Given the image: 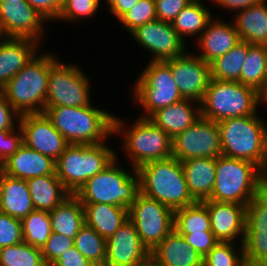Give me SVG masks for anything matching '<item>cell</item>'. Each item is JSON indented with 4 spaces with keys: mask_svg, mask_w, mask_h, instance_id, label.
Listing matches in <instances>:
<instances>
[{
    "mask_svg": "<svg viewBox=\"0 0 267 266\" xmlns=\"http://www.w3.org/2000/svg\"><path fill=\"white\" fill-rule=\"evenodd\" d=\"M21 224L23 241L42 249L52 233L49 212L33 210L21 220Z\"/></svg>",
    "mask_w": 267,
    "mask_h": 266,
    "instance_id": "obj_37",
    "label": "cell"
},
{
    "mask_svg": "<svg viewBox=\"0 0 267 266\" xmlns=\"http://www.w3.org/2000/svg\"><path fill=\"white\" fill-rule=\"evenodd\" d=\"M140 266H158L157 264H155L151 259L149 261H147L146 263L140 265Z\"/></svg>",
    "mask_w": 267,
    "mask_h": 266,
    "instance_id": "obj_55",
    "label": "cell"
},
{
    "mask_svg": "<svg viewBox=\"0 0 267 266\" xmlns=\"http://www.w3.org/2000/svg\"><path fill=\"white\" fill-rule=\"evenodd\" d=\"M257 113L228 118L217 124L222 155L245 160L261 168L266 155L267 124L266 119Z\"/></svg>",
    "mask_w": 267,
    "mask_h": 266,
    "instance_id": "obj_3",
    "label": "cell"
},
{
    "mask_svg": "<svg viewBox=\"0 0 267 266\" xmlns=\"http://www.w3.org/2000/svg\"><path fill=\"white\" fill-rule=\"evenodd\" d=\"M23 242L21 220L0 212V248Z\"/></svg>",
    "mask_w": 267,
    "mask_h": 266,
    "instance_id": "obj_42",
    "label": "cell"
},
{
    "mask_svg": "<svg viewBox=\"0 0 267 266\" xmlns=\"http://www.w3.org/2000/svg\"><path fill=\"white\" fill-rule=\"evenodd\" d=\"M107 6V10L117 20H119L124 14H126L139 0H104ZM109 5V6H108Z\"/></svg>",
    "mask_w": 267,
    "mask_h": 266,
    "instance_id": "obj_50",
    "label": "cell"
},
{
    "mask_svg": "<svg viewBox=\"0 0 267 266\" xmlns=\"http://www.w3.org/2000/svg\"><path fill=\"white\" fill-rule=\"evenodd\" d=\"M199 53L195 55L200 57L206 63H211L216 58L226 54L241 40L233 22H225L216 18L207 24L202 34L195 38Z\"/></svg>",
    "mask_w": 267,
    "mask_h": 266,
    "instance_id": "obj_21",
    "label": "cell"
},
{
    "mask_svg": "<svg viewBox=\"0 0 267 266\" xmlns=\"http://www.w3.org/2000/svg\"><path fill=\"white\" fill-rule=\"evenodd\" d=\"M267 0L234 14L233 23L240 40L249 44L267 45Z\"/></svg>",
    "mask_w": 267,
    "mask_h": 266,
    "instance_id": "obj_28",
    "label": "cell"
},
{
    "mask_svg": "<svg viewBox=\"0 0 267 266\" xmlns=\"http://www.w3.org/2000/svg\"><path fill=\"white\" fill-rule=\"evenodd\" d=\"M158 266H203V257L175 229L151 252Z\"/></svg>",
    "mask_w": 267,
    "mask_h": 266,
    "instance_id": "obj_24",
    "label": "cell"
},
{
    "mask_svg": "<svg viewBox=\"0 0 267 266\" xmlns=\"http://www.w3.org/2000/svg\"><path fill=\"white\" fill-rule=\"evenodd\" d=\"M74 246V240L52 232L49 239L41 249V253L46 265H51L67 249Z\"/></svg>",
    "mask_w": 267,
    "mask_h": 266,
    "instance_id": "obj_43",
    "label": "cell"
},
{
    "mask_svg": "<svg viewBox=\"0 0 267 266\" xmlns=\"http://www.w3.org/2000/svg\"><path fill=\"white\" fill-rule=\"evenodd\" d=\"M263 1L264 0H212V2L218 4L220 8H224L226 11L229 10V12L235 11V13Z\"/></svg>",
    "mask_w": 267,
    "mask_h": 266,
    "instance_id": "obj_51",
    "label": "cell"
},
{
    "mask_svg": "<svg viewBox=\"0 0 267 266\" xmlns=\"http://www.w3.org/2000/svg\"><path fill=\"white\" fill-rule=\"evenodd\" d=\"M262 190L258 165L224 155L216 158L215 183L208 200L247 205Z\"/></svg>",
    "mask_w": 267,
    "mask_h": 266,
    "instance_id": "obj_7",
    "label": "cell"
},
{
    "mask_svg": "<svg viewBox=\"0 0 267 266\" xmlns=\"http://www.w3.org/2000/svg\"><path fill=\"white\" fill-rule=\"evenodd\" d=\"M174 229L179 234L204 233L211 231L207 207L202 202L175 210Z\"/></svg>",
    "mask_w": 267,
    "mask_h": 266,
    "instance_id": "obj_35",
    "label": "cell"
},
{
    "mask_svg": "<svg viewBox=\"0 0 267 266\" xmlns=\"http://www.w3.org/2000/svg\"><path fill=\"white\" fill-rule=\"evenodd\" d=\"M200 118V103L191 99H182L158 109L148 119L173 139Z\"/></svg>",
    "mask_w": 267,
    "mask_h": 266,
    "instance_id": "obj_23",
    "label": "cell"
},
{
    "mask_svg": "<svg viewBox=\"0 0 267 266\" xmlns=\"http://www.w3.org/2000/svg\"><path fill=\"white\" fill-rule=\"evenodd\" d=\"M135 82L133 97L145 112L139 115L141 118H149L158 109L183 99L170 67L164 61H149Z\"/></svg>",
    "mask_w": 267,
    "mask_h": 266,
    "instance_id": "obj_11",
    "label": "cell"
},
{
    "mask_svg": "<svg viewBox=\"0 0 267 266\" xmlns=\"http://www.w3.org/2000/svg\"><path fill=\"white\" fill-rule=\"evenodd\" d=\"M6 38H7V36H6V34H5L4 30H3L2 24L0 22V43L2 41H4Z\"/></svg>",
    "mask_w": 267,
    "mask_h": 266,
    "instance_id": "obj_54",
    "label": "cell"
},
{
    "mask_svg": "<svg viewBox=\"0 0 267 266\" xmlns=\"http://www.w3.org/2000/svg\"><path fill=\"white\" fill-rule=\"evenodd\" d=\"M149 260L150 251L130 219L106 240L105 266H140Z\"/></svg>",
    "mask_w": 267,
    "mask_h": 266,
    "instance_id": "obj_19",
    "label": "cell"
},
{
    "mask_svg": "<svg viewBox=\"0 0 267 266\" xmlns=\"http://www.w3.org/2000/svg\"><path fill=\"white\" fill-rule=\"evenodd\" d=\"M234 242H219L203 258V266H246L244 246Z\"/></svg>",
    "mask_w": 267,
    "mask_h": 266,
    "instance_id": "obj_39",
    "label": "cell"
},
{
    "mask_svg": "<svg viewBox=\"0 0 267 266\" xmlns=\"http://www.w3.org/2000/svg\"><path fill=\"white\" fill-rule=\"evenodd\" d=\"M101 0H63V6L57 21L63 20L69 23L76 22L83 18H90L100 8Z\"/></svg>",
    "mask_w": 267,
    "mask_h": 266,
    "instance_id": "obj_41",
    "label": "cell"
},
{
    "mask_svg": "<svg viewBox=\"0 0 267 266\" xmlns=\"http://www.w3.org/2000/svg\"><path fill=\"white\" fill-rule=\"evenodd\" d=\"M164 62L170 67L172 77L183 99L200 103L211 79L210 64L193 52H185L181 56Z\"/></svg>",
    "mask_w": 267,
    "mask_h": 266,
    "instance_id": "obj_16",
    "label": "cell"
},
{
    "mask_svg": "<svg viewBox=\"0 0 267 266\" xmlns=\"http://www.w3.org/2000/svg\"><path fill=\"white\" fill-rule=\"evenodd\" d=\"M5 1H17V2H21V1H24V0H5Z\"/></svg>",
    "mask_w": 267,
    "mask_h": 266,
    "instance_id": "obj_56",
    "label": "cell"
},
{
    "mask_svg": "<svg viewBox=\"0 0 267 266\" xmlns=\"http://www.w3.org/2000/svg\"><path fill=\"white\" fill-rule=\"evenodd\" d=\"M40 45L24 38H6L0 43V90L32 60Z\"/></svg>",
    "mask_w": 267,
    "mask_h": 266,
    "instance_id": "obj_25",
    "label": "cell"
},
{
    "mask_svg": "<svg viewBox=\"0 0 267 266\" xmlns=\"http://www.w3.org/2000/svg\"><path fill=\"white\" fill-rule=\"evenodd\" d=\"M22 145L23 133L20 126L14 130H0V165L14 155Z\"/></svg>",
    "mask_w": 267,
    "mask_h": 266,
    "instance_id": "obj_44",
    "label": "cell"
},
{
    "mask_svg": "<svg viewBox=\"0 0 267 266\" xmlns=\"http://www.w3.org/2000/svg\"><path fill=\"white\" fill-rule=\"evenodd\" d=\"M48 22L57 20L63 0H26Z\"/></svg>",
    "mask_w": 267,
    "mask_h": 266,
    "instance_id": "obj_48",
    "label": "cell"
},
{
    "mask_svg": "<svg viewBox=\"0 0 267 266\" xmlns=\"http://www.w3.org/2000/svg\"><path fill=\"white\" fill-rule=\"evenodd\" d=\"M19 120L20 114L11 106L0 90V130H14L19 126Z\"/></svg>",
    "mask_w": 267,
    "mask_h": 266,
    "instance_id": "obj_47",
    "label": "cell"
},
{
    "mask_svg": "<svg viewBox=\"0 0 267 266\" xmlns=\"http://www.w3.org/2000/svg\"><path fill=\"white\" fill-rule=\"evenodd\" d=\"M74 246L95 266H105L106 239L92 227L84 224L80 228L74 239Z\"/></svg>",
    "mask_w": 267,
    "mask_h": 266,
    "instance_id": "obj_36",
    "label": "cell"
},
{
    "mask_svg": "<svg viewBox=\"0 0 267 266\" xmlns=\"http://www.w3.org/2000/svg\"><path fill=\"white\" fill-rule=\"evenodd\" d=\"M123 121L114 115L113 137L123 135L121 146L132 168L137 170L148 162L172 157V138L148 118L138 117L130 126Z\"/></svg>",
    "mask_w": 267,
    "mask_h": 266,
    "instance_id": "obj_4",
    "label": "cell"
},
{
    "mask_svg": "<svg viewBox=\"0 0 267 266\" xmlns=\"http://www.w3.org/2000/svg\"><path fill=\"white\" fill-rule=\"evenodd\" d=\"M52 266H95L92 262L86 259L75 246L67 249L59 256Z\"/></svg>",
    "mask_w": 267,
    "mask_h": 266,
    "instance_id": "obj_49",
    "label": "cell"
},
{
    "mask_svg": "<svg viewBox=\"0 0 267 266\" xmlns=\"http://www.w3.org/2000/svg\"><path fill=\"white\" fill-rule=\"evenodd\" d=\"M243 246L246 266H267V190L246 205Z\"/></svg>",
    "mask_w": 267,
    "mask_h": 266,
    "instance_id": "obj_14",
    "label": "cell"
},
{
    "mask_svg": "<svg viewBox=\"0 0 267 266\" xmlns=\"http://www.w3.org/2000/svg\"><path fill=\"white\" fill-rule=\"evenodd\" d=\"M210 11L203 4V0H193L180 11L172 22V26L182 40L186 42L187 36L198 37L202 34L213 18V13L211 14Z\"/></svg>",
    "mask_w": 267,
    "mask_h": 266,
    "instance_id": "obj_32",
    "label": "cell"
},
{
    "mask_svg": "<svg viewBox=\"0 0 267 266\" xmlns=\"http://www.w3.org/2000/svg\"><path fill=\"white\" fill-rule=\"evenodd\" d=\"M202 203L207 207L211 231L219 242L244 243L246 205L212 200H205Z\"/></svg>",
    "mask_w": 267,
    "mask_h": 266,
    "instance_id": "obj_20",
    "label": "cell"
},
{
    "mask_svg": "<svg viewBox=\"0 0 267 266\" xmlns=\"http://www.w3.org/2000/svg\"><path fill=\"white\" fill-rule=\"evenodd\" d=\"M266 75L267 45L248 43L247 57L240 73L239 82L257 91Z\"/></svg>",
    "mask_w": 267,
    "mask_h": 266,
    "instance_id": "obj_34",
    "label": "cell"
},
{
    "mask_svg": "<svg viewBox=\"0 0 267 266\" xmlns=\"http://www.w3.org/2000/svg\"><path fill=\"white\" fill-rule=\"evenodd\" d=\"M19 126L22 128L23 143L27 147L55 161L69 145L45 113L20 115Z\"/></svg>",
    "mask_w": 267,
    "mask_h": 266,
    "instance_id": "obj_18",
    "label": "cell"
},
{
    "mask_svg": "<svg viewBox=\"0 0 267 266\" xmlns=\"http://www.w3.org/2000/svg\"><path fill=\"white\" fill-rule=\"evenodd\" d=\"M257 103L260 106L262 103L267 105V75L265 76L262 85L257 89Z\"/></svg>",
    "mask_w": 267,
    "mask_h": 266,
    "instance_id": "obj_52",
    "label": "cell"
},
{
    "mask_svg": "<svg viewBox=\"0 0 267 266\" xmlns=\"http://www.w3.org/2000/svg\"><path fill=\"white\" fill-rule=\"evenodd\" d=\"M0 22L7 38L31 39L38 43H42L45 34L44 23L48 24L26 0H4L0 4Z\"/></svg>",
    "mask_w": 267,
    "mask_h": 266,
    "instance_id": "obj_17",
    "label": "cell"
},
{
    "mask_svg": "<svg viewBox=\"0 0 267 266\" xmlns=\"http://www.w3.org/2000/svg\"><path fill=\"white\" fill-rule=\"evenodd\" d=\"M129 219L134 223L142 243L151 252L174 230L175 211L139 193L129 208Z\"/></svg>",
    "mask_w": 267,
    "mask_h": 266,
    "instance_id": "obj_12",
    "label": "cell"
},
{
    "mask_svg": "<svg viewBox=\"0 0 267 266\" xmlns=\"http://www.w3.org/2000/svg\"><path fill=\"white\" fill-rule=\"evenodd\" d=\"M33 210L27 181L0 171V212L22 220Z\"/></svg>",
    "mask_w": 267,
    "mask_h": 266,
    "instance_id": "obj_26",
    "label": "cell"
},
{
    "mask_svg": "<svg viewBox=\"0 0 267 266\" xmlns=\"http://www.w3.org/2000/svg\"><path fill=\"white\" fill-rule=\"evenodd\" d=\"M130 35L141 48L153 55L151 61H167L188 51L187 44L169 22L156 19L137 27Z\"/></svg>",
    "mask_w": 267,
    "mask_h": 266,
    "instance_id": "obj_15",
    "label": "cell"
},
{
    "mask_svg": "<svg viewBox=\"0 0 267 266\" xmlns=\"http://www.w3.org/2000/svg\"><path fill=\"white\" fill-rule=\"evenodd\" d=\"M190 195L196 202L211 197L216 177V158H192L181 162Z\"/></svg>",
    "mask_w": 267,
    "mask_h": 266,
    "instance_id": "obj_27",
    "label": "cell"
},
{
    "mask_svg": "<svg viewBox=\"0 0 267 266\" xmlns=\"http://www.w3.org/2000/svg\"><path fill=\"white\" fill-rule=\"evenodd\" d=\"M193 0H155L157 19L172 23L180 11Z\"/></svg>",
    "mask_w": 267,
    "mask_h": 266,
    "instance_id": "obj_45",
    "label": "cell"
},
{
    "mask_svg": "<svg viewBox=\"0 0 267 266\" xmlns=\"http://www.w3.org/2000/svg\"><path fill=\"white\" fill-rule=\"evenodd\" d=\"M222 155L217 122L200 118L172 139V157L180 162L192 158H217Z\"/></svg>",
    "mask_w": 267,
    "mask_h": 266,
    "instance_id": "obj_13",
    "label": "cell"
},
{
    "mask_svg": "<svg viewBox=\"0 0 267 266\" xmlns=\"http://www.w3.org/2000/svg\"><path fill=\"white\" fill-rule=\"evenodd\" d=\"M136 171L143 195L174 211L196 203L189 193L181 162L177 158L151 161Z\"/></svg>",
    "mask_w": 267,
    "mask_h": 266,
    "instance_id": "obj_2",
    "label": "cell"
},
{
    "mask_svg": "<svg viewBox=\"0 0 267 266\" xmlns=\"http://www.w3.org/2000/svg\"><path fill=\"white\" fill-rule=\"evenodd\" d=\"M85 224L92 227L106 240L128 219L129 209L111 204H83Z\"/></svg>",
    "mask_w": 267,
    "mask_h": 266,
    "instance_id": "obj_29",
    "label": "cell"
},
{
    "mask_svg": "<svg viewBox=\"0 0 267 266\" xmlns=\"http://www.w3.org/2000/svg\"><path fill=\"white\" fill-rule=\"evenodd\" d=\"M247 52L248 43L241 40L226 54L216 58L210 63L211 78L221 81L239 82Z\"/></svg>",
    "mask_w": 267,
    "mask_h": 266,
    "instance_id": "obj_33",
    "label": "cell"
},
{
    "mask_svg": "<svg viewBox=\"0 0 267 266\" xmlns=\"http://www.w3.org/2000/svg\"><path fill=\"white\" fill-rule=\"evenodd\" d=\"M52 232L75 239L85 224L83 204L75 194H70L49 212Z\"/></svg>",
    "mask_w": 267,
    "mask_h": 266,
    "instance_id": "obj_30",
    "label": "cell"
},
{
    "mask_svg": "<svg viewBox=\"0 0 267 266\" xmlns=\"http://www.w3.org/2000/svg\"><path fill=\"white\" fill-rule=\"evenodd\" d=\"M257 107V93L254 88L236 81L212 78L200 102L201 117L215 122L254 115Z\"/></svg>",
    "mask_w": 267,
    "mask_h": 266,
    "instance_id": "obj_9",
    "label": "cell"
},
{
    "mask_svg": "<svg viewBox=\"0 0 267 266\" xmlns=\"http://www.w3.org/2000/svg\"><path fill=\"white\" fill-rule=\"evenodd\" d=\"M116 151L106 142L69 144L55 161V173L70 194H76L87 180L103 171L116 158Z\"/></svg>",
    "mask_w": 267,
    "mask_h": 266,
    "instance_id": "obj_5",
    "label": "cell"
},
{
    "mask_svg": "<svg viewBox=\"0 0 267 266\" xmlns=\"http://www.w3.org/2000/svg\"><path fill=\"white\" fill-rule=\"evenodd\" d=\"M132 171V173H131ZM127 171L116 158L103 171L94 175L75 194L82 204H111L129 209L140 193L136 169Z\"/></svg>",
    "mask_w": 267,
    "mask_h": 266,
    "instance_id": "obj_6",
    "label": "cell"
},
{
    "mask_svg": "<svg viewBox=\"0 0 267 266\" xmlns=\"http://www.w3.org/2000/svg\"><path fill=\"white\" fill-rule=\"evenodd\" d=\"M186 242L195 249L203 258L210 252V250L219 241L216 239L212 231H204V233H193V234H180Z\"/></svg>",
    "mask_w": 267,
    "mask_h": 266,
    "instance_id": "obj_46",
    "label": "cell"
},
{
    "mask_svg": "<svg viewBox=\"0 0 267 266\" xmlns=\"http://www.w3.org/2000/svg\"><path fill=\"white\" fill-rule=\"evenodd\" d=\"M44 113L69 144H99L113 135L114 113L92 104L83 107L51 106Z\"/></svg>",
    "mask_w": 267,
    "mask_h": 266,
    "instance_id": "obj_1",
    "label": "cell"
},
{
    "mask_svg": "<svg viewBox=\"0 0 267 266\" xmlns=\"http://www.w3.org/2000/svg\"><path fill=\"white\" fill-rule=\"evenodd\" d=\"M49 76V52L38 53L1 89L20 114L44 113Z\"/></svg>",
    "mask_w": 267,
    "mask_h": 266,
    "instance_id": "obj_8",
    "label": "cell"
},
{
    "mask_svg": "<svg viewBox=\"0 0 267 266\" xmlns=\"http://www.w3.org/2000/svg\"><path fill=\"white\" fill-rule=\"evenodd\" d=\"M55 160L27 147L24 143L17 152L0 165V171L13 178L27 180L55 173Z\"/></svg>",
    "mask_w": 267,
    "mask_h": 266,
    "instance_id": "obj_22",
    "label": "cell"
},
{
    "mask_svg": "<svg viewBox=\"0 0 267 266\" xmlns=\"http://www.w3.org/2000/svg\"><path fill=\"white\" fill-rule=\"evenodd\" d=\"M156 19L155 0H139L118 22L126 32L131 33L137 27Z\"/></svg>",
    "mask_w": 267,
    "mask_h": 266,
    "instance_id": "obj_40",
    "label": "cell"
},
{
    "mask_svg": "<svg viewBox=\"0 0 267 266\" xmlns=\"http://www.w3.org/2000/svg\"><path fill=\"white\" fill-rule=\"evenodd\" d=\"M261 182L263 189L267 190V146H266L265 161L261 167Z\"/></svg>",
    "mask_w": 267,
    "mask_h": 266,
    "instance_id": "obj_53",
    "label": "cell"
},
{
    "mask_svg": "<svg viewBox=\"0 0 267 266\" xmlns=\"http://www.w3.org/2000/svg\"><path fill=\"white\" fill-rule=\"evenodd\" d=\"M0 266H46L41 249L24 241L0 248Z\"/></svg>",
    "mask_w": 267,
    "mask_h": 266,
    "instance_id": "obj_38",
    "label": "cell"
},
{
    "mask_svg": "<svg viewBox=\"0 0 267 266\" xmlns=\"http://www.w3.org/2000/svg\"><path fill=\"white\" fill-rule=\"evenodd\" d=\"M49 52L45 109L51 106L83 107L92 103L88 75L77 63H65Z\"/></svg>",
    "mask_w": 267,
    "mask_h": 266,
    "instance_id": "obj_10",
    "label": "cell"
},
{
    "mask_svg": "<svg viewBox=\"0 0 267 266\" xmlns=\"http://www.w3.org/2000/svg\"><path fill=\"white\" fill-rule=\"evenodd\" d=\"M26 181L34 210L50 212L70 195L56 174L33 177Z\"/></svg>",
    "mask_w": 267,
    "mask_h": 266,
    "instance_id": "obj_31",
    "label": "cell"
}]
</instances>
